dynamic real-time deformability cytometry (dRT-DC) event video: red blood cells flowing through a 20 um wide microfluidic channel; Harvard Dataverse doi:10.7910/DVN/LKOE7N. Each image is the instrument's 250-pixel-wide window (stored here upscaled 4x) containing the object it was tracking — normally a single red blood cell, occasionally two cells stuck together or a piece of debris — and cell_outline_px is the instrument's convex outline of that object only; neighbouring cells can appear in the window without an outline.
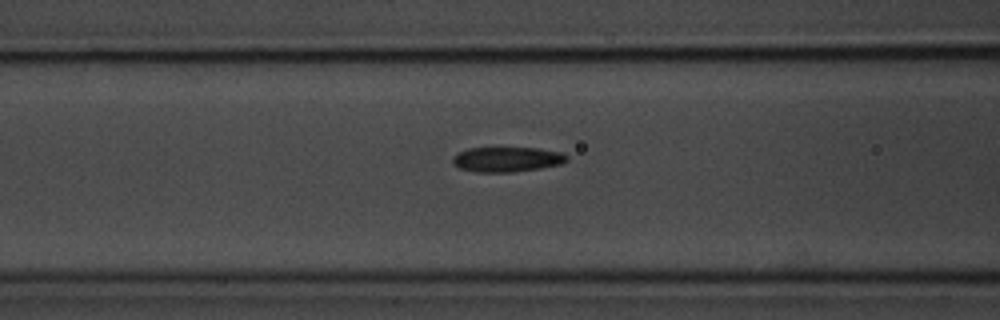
{"species": "common noctule bat (a hibernating species)", "species_latin": "Nyctalus noctula", "temperature_condition": "room temperature", "stored_images_in_passage": 39, "camera_frame_rate_fps": 3000, "um_per_image_px": 0.085, "animal": {"sex": "male", "body_mass_g": 20.1, "forearm_length_mm": 53.5}, "frame": {"image": 1, "passage_image": 5, "time_ms": 1.333, "image_size_px": [1000, 320], "cell_outline_px": [[568, 160], [560, 164], [540, 168], [512, 172], [476, 172], [460, 168], [452, 160], [452, 156], [456, 152], [468, 148], [540, 148], [560, 152], [568, 156]], "centroid_in_image_um": [43.08, 13.54], "position_along_channel_um": 123.5, "area_um2": 16.59}}
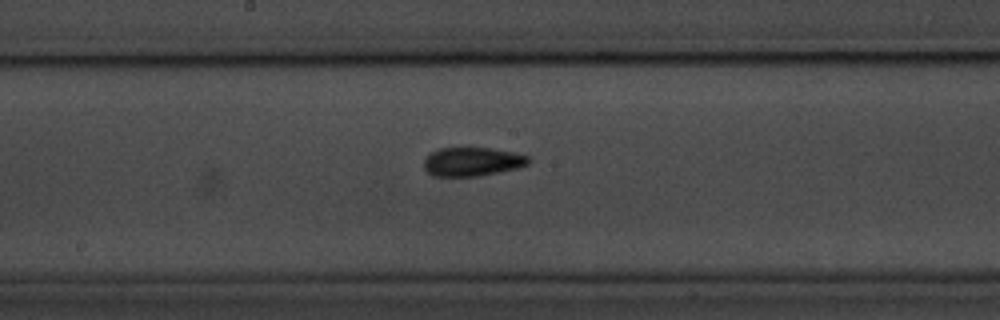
{"frame": {"image": 2, "passage_image": 12, "time_ms": 3.667, "image_size_px": [1000, 320], "cell_outline_px": [[528, 164], [516, 168], [476, 176], [432, 176], [424, 168], [424, 160], [432, 152], [440, 148], [488, 148], [512, 152], [528, 156]], "centroid_in_image_um": [40.1, 13.74], "position_along_channel_um": 208.1, "area_um2": 17.17}}
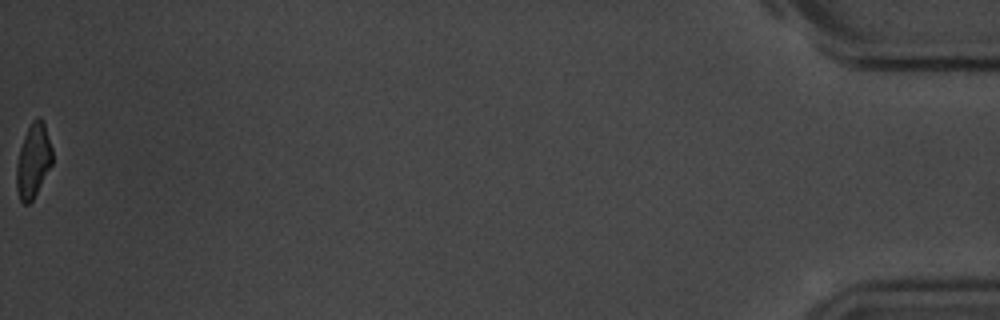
{"frame": {"image": 3, "passage_image": 39, "time_ms": 12.667, "image_size_px": [1000, 320], "cell_outline_px": [[52, 164], [32, 200], [28, 204], [24, 204], [20, 200], [16, 188], [16, 164], [20, 148], [24, 136], [32, 120], [36, 116], [40, 116], [44, 124], [52, 148]], "centroid_in_image_um": [2.81, 13.65], "position_along_channel_um": 432.4, "area_um2": 15.37}}